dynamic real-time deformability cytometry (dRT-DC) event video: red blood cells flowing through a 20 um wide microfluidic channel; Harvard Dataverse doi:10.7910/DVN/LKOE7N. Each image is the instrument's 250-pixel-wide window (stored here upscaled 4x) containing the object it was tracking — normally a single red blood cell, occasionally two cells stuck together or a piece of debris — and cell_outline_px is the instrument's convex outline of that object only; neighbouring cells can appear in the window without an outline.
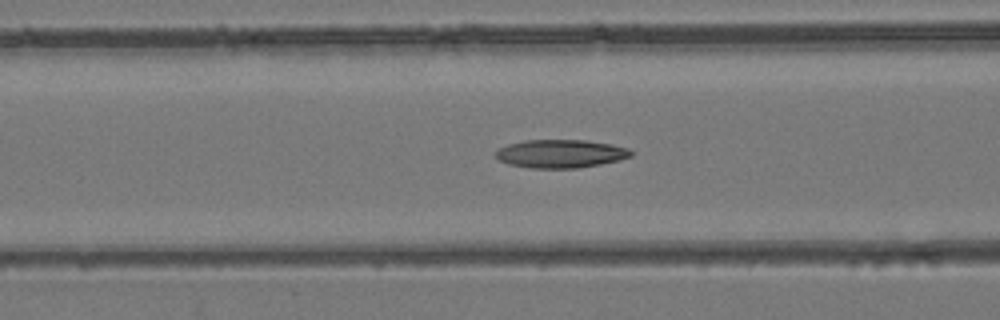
{"species": "common noctule bat (a hibernating species)", "species_latin": "Nyctalus noctula", "temperature_condition": "room temperature", "stored_images_in_passage": 48, "camera_frame_rate_fps": 3000, "um_per_image_px": 0.085, "animal": {"sex": "female", "body_mass_g": 24.6, "forearm_length_mm": 56.2}, "frame": {"image": 1, "passage_image": 20, "time_ms": 6.333, "image_size_px": [1000, 320], "cell_outline_px": [[636, 152], [632, 156], [620, 160], [580, 168], [528, 168], [508, 164], [500, 160], [492, 152], [508, 144], [524, 140], [584, 140], [612, 144], [628, 148]], "centroid_in_image_um": [47.67, 13.06], "position_along_channel_um": 118.9, "area_um2": 22.54}}
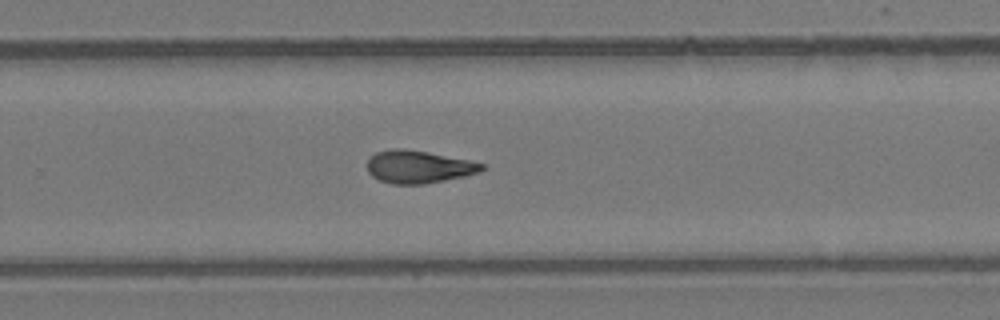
{"frame": {"image": 2, "passage_image": 32, "time_ms": 10.333, "image_size_px": [1000, 320], "cell_outline_px": [[484, 168], [480, 172], [464, 176], [424, 184], [392, 184], [380, 180], [372, 176], [368, 172], [368, 160], [376, 152], [392, 148], [404, 148], [428, 152], [468, 160], [484, 164]], "centroid_in_image_um": [35.56, 14.17], "position_along_channel_um": 294.2, "area_um2": 21.68}}
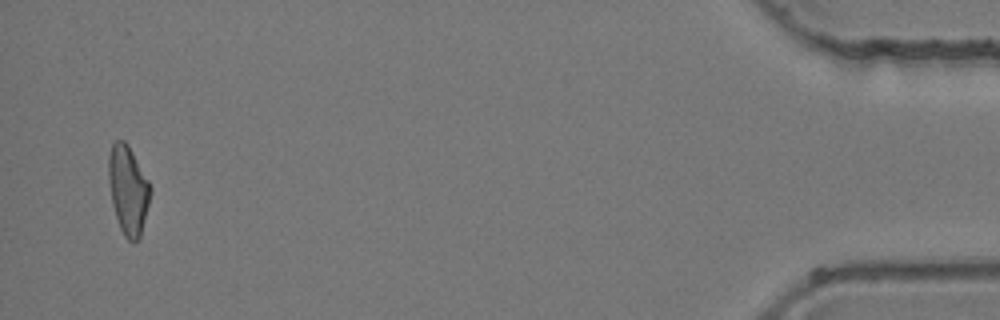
{"frame": {"image": 3, "passage_image": 47, "time_ms": 15.333, "image_size_px": [1000, 320], "cell_outline_px": [[152, 192], [140, 236], [136, 240], [128, 240], [124, 236], [120, 228], [112, 204], [108, 180], [108, 156], [112, 144], [116, 140], [124, 140], [128, 144], [148, 180], [152, 188]], "centroid_in_image_um": [10.88, 16.11], "position_along_channel_um": 424.3, "area_um2": 21.56}}